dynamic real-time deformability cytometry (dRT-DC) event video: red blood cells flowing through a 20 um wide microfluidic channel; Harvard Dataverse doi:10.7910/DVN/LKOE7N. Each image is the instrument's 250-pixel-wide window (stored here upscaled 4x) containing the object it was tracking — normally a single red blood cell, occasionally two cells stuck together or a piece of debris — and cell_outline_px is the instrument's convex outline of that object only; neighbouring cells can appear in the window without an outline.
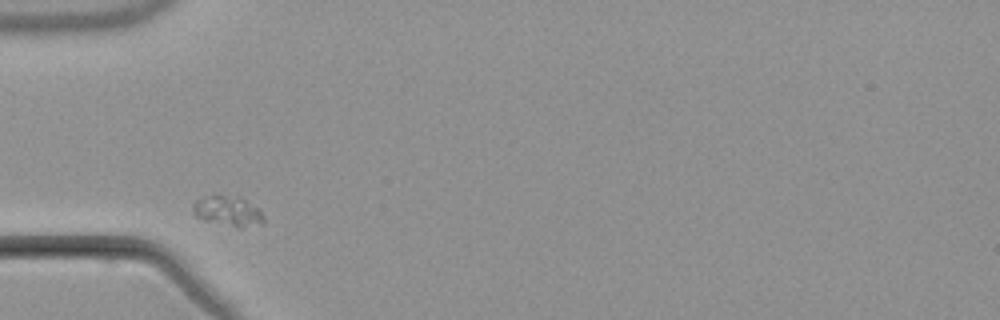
{"species": "common noctule bat (a hibernating species)", "species_latin": "Nyctalus noctula", "temperature_condition": "warm", "stored_images_in_passage": 2, "camera_frame_rate_fps": 3000, "um_per_image_px": 0.085, "animal": {"sex": "male", "body_mass_g": 21.5, "forearm_length_mm": 52.0}, "frame": {"image": 1, "passage_image": 1, "time_ms": 0.0, "image_size_px": [1000, 320], "cell_outline_px": [[264, 224], [244, 228], [240, 228], [204, 220], [196, 216], [192, 212], [192, 204], [196, 200], [204, 196], [220, 192], [244, 200], [260, 208], [264, 216]], "centroid_in_image_um": [19.37, 17.93], "position_along_channel_um": 65.6, "area_um2": 12.89}}
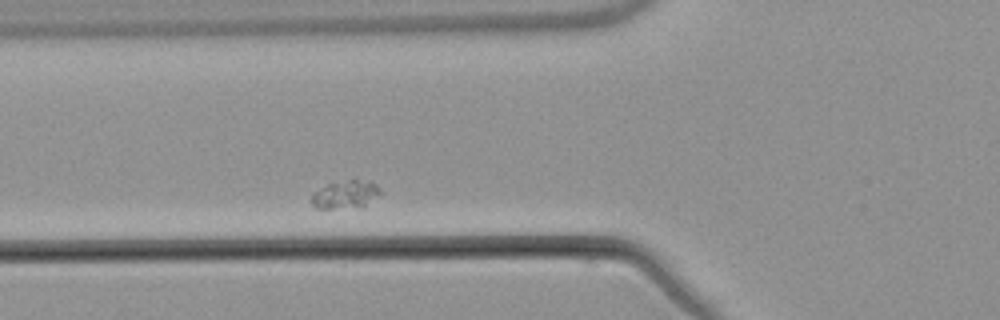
{"frame": {"image": 2, "passage_image": 2, "time_ms": 1.0, "image_size_px": [1000, 320], "cell_outline_px": [[380, 192], [364, 204], [332, 208], [316, 208], [312, 204], [312, 192], [328, 184], [348, 180], [368, 180], [376, 184], [380, 188]], "centroid_in_image_um": [29.3, 16.49], "position_along_channel_um": 96.5, "area_um2": 10.58}}